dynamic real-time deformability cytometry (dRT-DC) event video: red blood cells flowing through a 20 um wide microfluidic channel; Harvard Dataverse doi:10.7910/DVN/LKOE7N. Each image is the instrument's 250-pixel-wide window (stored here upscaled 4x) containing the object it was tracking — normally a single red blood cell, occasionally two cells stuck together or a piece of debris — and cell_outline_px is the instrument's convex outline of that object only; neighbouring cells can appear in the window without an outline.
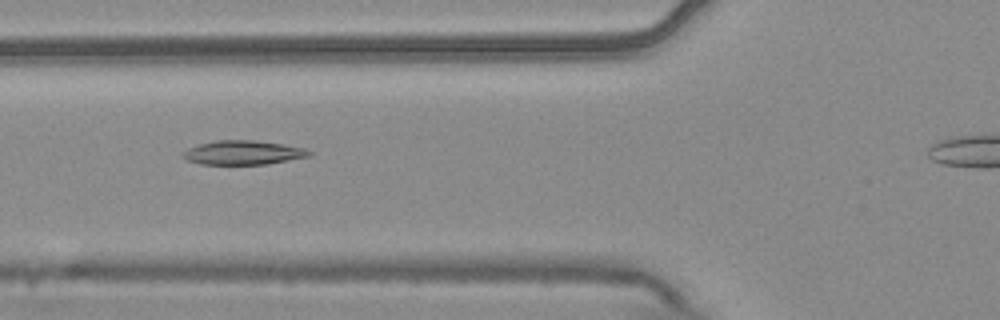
{"species": "common noctule bat (a hibernating species)", "species_latin": "Nyctalus noctula", "temperature_condition": "warm", "stored_images_in_passage": 5, "camera_frame_rate_fps": 3000, "um_per_image_px": 0.085, "animal": {"sex": "male", "body_mass_g": 20.4}, "frame": {"image": 1, "passage_image": 4, "time_ms": 1.0, "image_size_px": [1000, 320], "cell_outline_px": [[312, 152], [308, 156], [268, 164], [200, 164], [188, 160], [184, 156], [184, 152], [188, 148], [200, 144], [216, 140], [252, 140], [284, 144], [304, 148]], "centroid_in_image_um": [20.68, 12.97], "position_along_channel_um": 105.1, "area_um2": 17.46}}
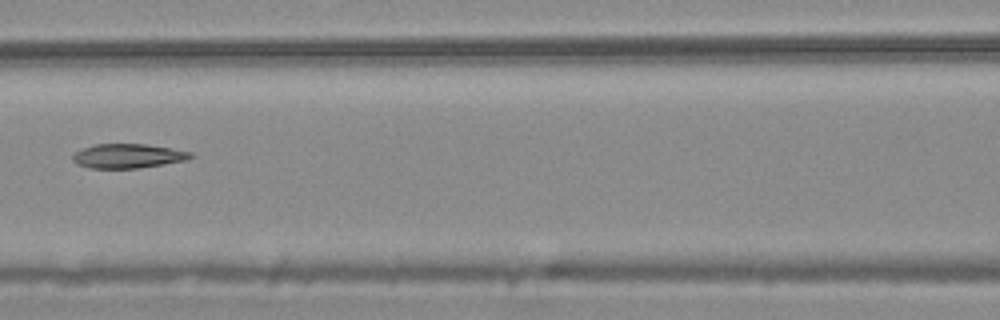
{"frame": {"image": 2, "passage_image": 5, "time_ms": 1.333, "image_size_px": [1000, 320], "cell_outline_px": [[196, 156], [184, 160], [164, 164], [140, 168], [88, 168], [76, 164], [72, 160], [72, 156], [76, 152], [84, 148], [96, 144], [148, 144], [192, 152]], "centroid_in_image_um": [10.88, 13.26], "position_along_channel_um": 155.7, "area_um2": 16.7}}